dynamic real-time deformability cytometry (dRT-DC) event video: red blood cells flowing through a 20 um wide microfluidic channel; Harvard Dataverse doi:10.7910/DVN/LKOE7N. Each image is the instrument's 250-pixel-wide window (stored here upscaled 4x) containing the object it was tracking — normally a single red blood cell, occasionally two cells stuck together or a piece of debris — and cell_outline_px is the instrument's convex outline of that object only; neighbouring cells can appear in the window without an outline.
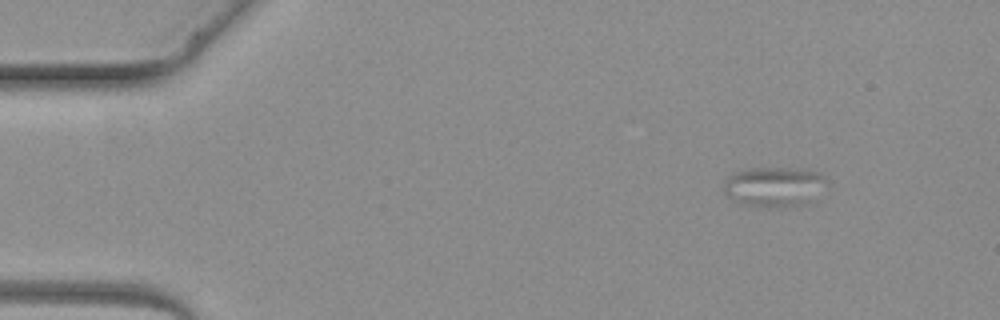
{"species": "common noctule bat (a hibernating species)", "species_latin": "Nyctalus noctula", "temperature_condition": "warm", "stored_images_in_passage": 3, "camera_frame_rate_fps": 3000, "um_per_image_px": 0.085, "animal": {"sex": "female", "body_mass_g": 19.3, "forearm_length_mm": 54.1}, "frame": {"image": 1, "passage_image": 1, "time_ms": 0.0, "image_size_px": [1000, 320], "cell_outline_px": [[832, 184], [808, 204], [768, 208], [760, 208], [740, 204], [728, 196], [724, 192], [724, 180], [732, 172], [744, 168], [792, 168], [820, 172]], "centroid_in_image_um": [65.85, 15.88], "position_along_channel_um": 19.2, "area_um2": 24.91}}
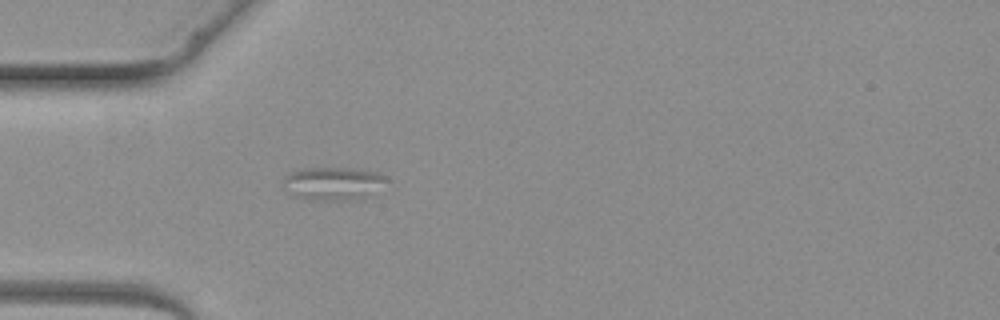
{"frame": {"image": 2, "passage_image": 3, "time_ms": 2.667, "image_size_px": [1000, 320], "cell_outline_px": [[388, 180], [356, 200], [304, 200], [284, 188], [284, 176], [300, 168], [364, 168], [380, 172]], "centroid_in_image_um": [28.27, 15.57], "position_along_channel_um": 56.7, "area_um2": 19.71}}